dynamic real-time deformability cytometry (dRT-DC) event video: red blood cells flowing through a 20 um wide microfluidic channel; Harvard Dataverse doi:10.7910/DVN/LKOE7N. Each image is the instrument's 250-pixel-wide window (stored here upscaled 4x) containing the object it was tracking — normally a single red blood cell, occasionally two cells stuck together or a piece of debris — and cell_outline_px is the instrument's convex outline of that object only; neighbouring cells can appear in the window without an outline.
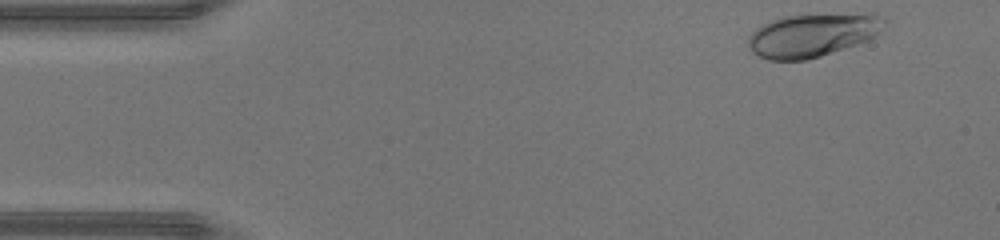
{"species": "human", "species_latin": "Homo sapiens", "temperature_condition": "warm", "stored_images_in_passage": 11, "camera_frame_rate_fps": 3000, "um_per_image_px": 0.085, "donor": {"sex": "male"}, "frame": {"image": 1, "passage_image": 1, "time_ms": 0.0, "image_size_px": [1000, 240], "cell_outline_px": [[888, 20], [880, 32], [868, 40], [808, 60], [768, 60], [752, 52], [748, 48], [748, 36], [756, 28], [780, 16], [868, 12], [876, 12], [884, 16]], "centroid_in_image_um": [69.12, 2.95], "position_along_channel_um": 15.9, "area_um2": 34.97}}